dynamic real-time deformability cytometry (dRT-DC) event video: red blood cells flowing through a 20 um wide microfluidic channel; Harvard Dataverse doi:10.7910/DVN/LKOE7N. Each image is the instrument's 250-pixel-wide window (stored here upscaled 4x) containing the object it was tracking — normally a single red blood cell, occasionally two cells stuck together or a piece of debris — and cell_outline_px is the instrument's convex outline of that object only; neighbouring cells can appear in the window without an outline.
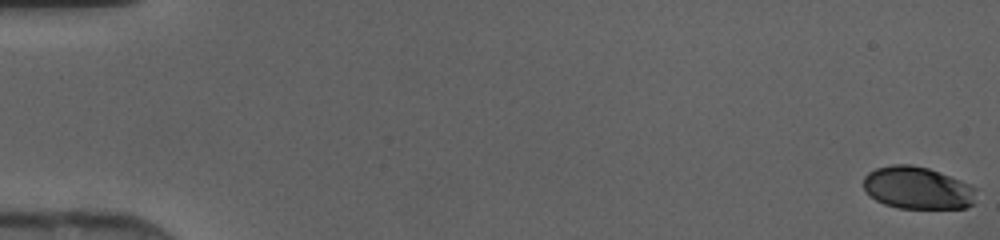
{"species": "human", "species_latin": "Homo sapiens", "temperature_condition": "cold", "stored_images_in_passage": 26, "camera_frame_rate_fps": 3000, "um_per_image_px": 0.085, "donor": {"sex": "female"}, "frame": {"image": 1, "passage_image": 1, "time_ms": 0.0, "image_size_px": [1000, 240], "cell_outline_px": [[976, 188], [972, 204], [964, 208], [900, 208], [884, 204], [876, 200], [864, 188], [864, 176], [868, 172], [876, 168], [892, 164], [912, 164], [928, 168], [940, 172], [960, 180]], "centroid_in_image_um": [77.97, 15.96], "position_along_channel_um": 7.0, "area_um2": 27.69}}
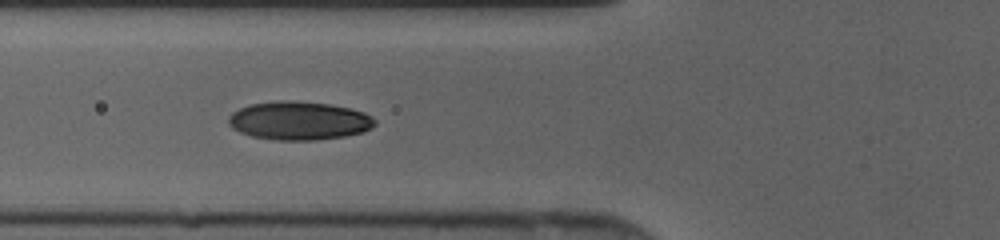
{"frame": {"image": 2, "passage_image": 19, "time_ms": 6.0, "image_size_px": [1000, 240], "cell_outline_px": [[376, 124], [372, 128], [364, 132], [344, 136], [316, 140], [276, 140], [252, 136], [240, 132], [232, 128], [228, 124], [228, 116], [232, 112], [240, 108], [252, 104], [280, 100], [284, 100], [328, 104], [348, 108], [364, 112], [372, 116], [376, 120]], "centroid_in_image_um": [25.42, 10.26], "position_along_channel_um": 100.4, "area_um2": 32.77}}
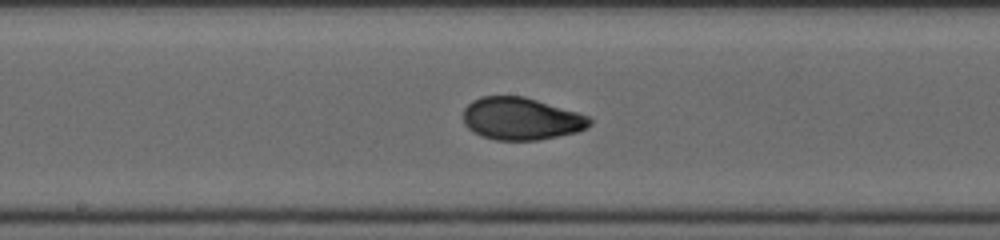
{"frame": {"image": 3, "passage_image": 26, "time_ms": 8.333, "image_size_px": [1000, 240], "cell_outline_px": [[592, 124], [588, 128], [576, 132], [536, 140], [496, 140], [480, 136], [472, 132], [464, 124], [464, 108], [472, 100], [480, 96], [524, 96], [576, 112], [588, 116], [592, 120]], "centroid_in_image_um": [44.27, 10.09], "position_along_channel_um": 203.9, "area_um2": 31.21}}